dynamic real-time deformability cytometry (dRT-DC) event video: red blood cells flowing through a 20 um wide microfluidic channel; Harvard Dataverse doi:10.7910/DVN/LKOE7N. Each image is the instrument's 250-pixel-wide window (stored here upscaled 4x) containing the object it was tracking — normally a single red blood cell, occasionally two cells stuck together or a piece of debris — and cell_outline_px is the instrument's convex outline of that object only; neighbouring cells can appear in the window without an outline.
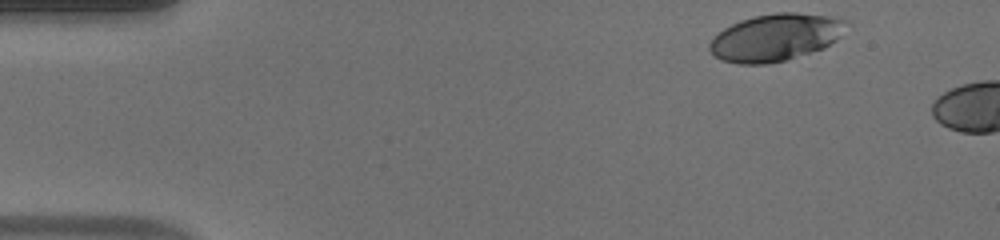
{"species": "human", "species_latin": "Homo sapiens", "temperature_condition": "warm", "stored_images_in_passage": 4, "camera_frame_rate_fps": 3000, "um_per_image_px": 0.085, "donor": {"sex": "male"}, "frame": {"image": 1, "passage_image": 1, "time_ms": 0.0, "image_size_px": [1000, 240], "cell_outline_px": [[848, 20], [840, 36], [836, 40], [824, 48], [784, 60], [768, 64], [740, 64], [720, 60], [708, 48], [708, 44], [724, 28], [740, 20], [752, 16], [776, 12], [796, 12], [836, 16]], "centroid_in_image_um": [65.94, 3.16], "position_along_channel_um": 19.1, "area_um2": 37.63}}